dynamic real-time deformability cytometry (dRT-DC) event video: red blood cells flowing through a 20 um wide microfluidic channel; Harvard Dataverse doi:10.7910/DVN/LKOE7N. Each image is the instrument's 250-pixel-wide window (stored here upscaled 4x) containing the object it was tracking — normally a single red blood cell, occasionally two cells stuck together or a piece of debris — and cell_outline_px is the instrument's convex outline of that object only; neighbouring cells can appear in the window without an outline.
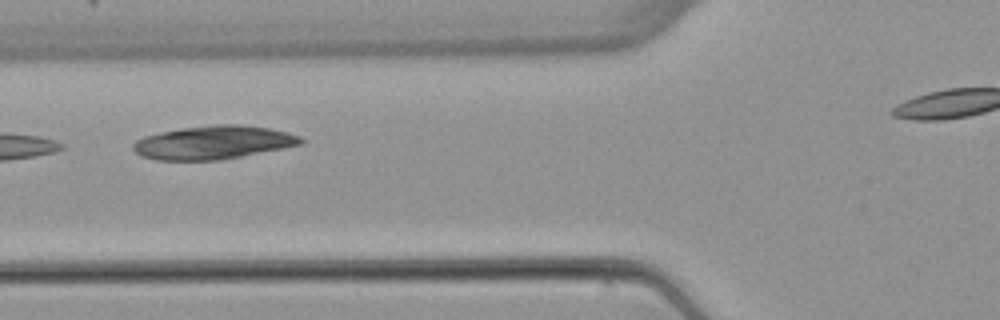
{"species": "common noctule bat (a hibernating species)", "species_latin": "Nyctalus noctula", "temperature_condition": "warm", "stored_images_in_passage": 2, "camera_frame_rate_fps": 3000, "um_per_image_px": 0.085, "animal": {"sex": "female", "body_mass_g": 22.7, "forearm_length_mm": 54.2}, "frame": {"image": 1, "passage_image": 2, "time_ms": 1.0, "image_size_px": [1000, 320], "cell_outline_px": [[304, 144], [284, 148], [220, 160], [156, 160], [140, 156], [132, 148], [132, 144], [136, 140], [144, 136], [160, 132], [184, 128], [216, 124], [240, 124], [268, 128], [288, 132], [300, 136], [304, 140]], "centroid_in_image_um": [18.14, 12.11], "position_along_channel_um": 107.7, "area_um2": 32.71}}